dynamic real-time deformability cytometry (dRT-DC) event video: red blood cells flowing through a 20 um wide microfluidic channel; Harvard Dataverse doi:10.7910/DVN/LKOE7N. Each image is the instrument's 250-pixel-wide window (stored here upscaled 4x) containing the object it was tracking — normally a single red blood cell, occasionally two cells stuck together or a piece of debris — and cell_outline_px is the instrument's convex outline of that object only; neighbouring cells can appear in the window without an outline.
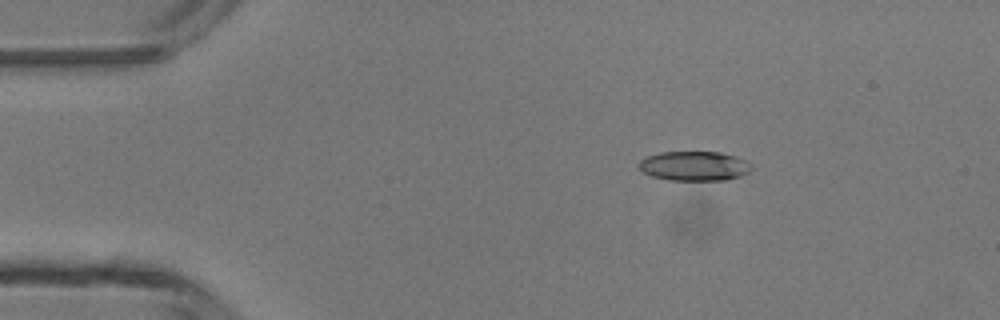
{"species": "common noctule bat (a hibernating species)", "species_latin": "Nyctalus noctula", "temperature_condition": "room temperature", "stored_images_in_passage": 6, "camera_frame_rate_fps": 3000, "um_per_image_px": 0.085, "animal": {"sex": "male", "body_mass_g": 13.3}, "frame": {"image": 1, "passage_image": 3, "time_ms": 2.0, "image_size_px": [1000, 320], "cell_outline_px": [[752, 168], [748, 172], [740, 176], [728, 180], [668, 180], [652, 176], [644, 172], [636, 164], [640, 160], [648, 156], [660, 152], [720, 152], [736, 156], [752, 164]], "centroid_in_image_um": [59.02, 14.11], "position_along_channel_um": 26.0, "area_um2": 19.42}}
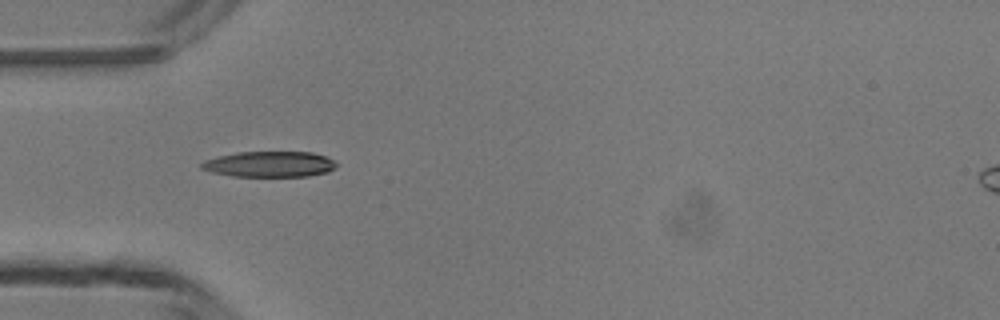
{"frame": {"image": 2, "passage_image": 5, "time_ms": 4.333, "image_size_px": [1000, 320], "cell_outline_px": [[336, 168], [328, 172], [308, 176], [232, 176], [212, 172], [200, 168], [200, 164], [204, 160], [236, 152], [312, 152], [336, 160]], "centroid_in_image_um": [22.93, 13.95], "position_along_channel_um": 62.1, "area_um2": 20.23}}
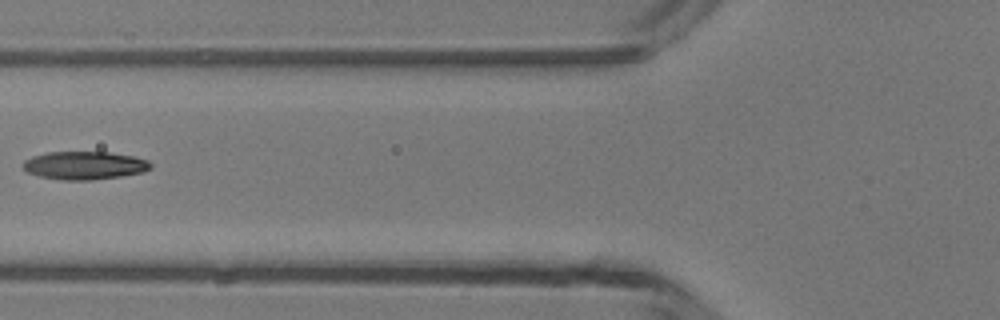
{"frame": {"image": 3, "passage_image": 6, "time_ms": 5.667, "image_size_px": [1000, 320], "cell_outline_px": [[152, 168], [144, 172], [120, 176], [92, 180], [64, 180], [40, 176], [28, 172], [24, 168], [24, 160], [32, 156], [48, 152], [108, 152], [136, 156], [148, 160], [152, 164]], "centroid_in_image_um": [7.24, 14.05], "position_along_channel_um": 118.6, "area_um2": 20.92}}